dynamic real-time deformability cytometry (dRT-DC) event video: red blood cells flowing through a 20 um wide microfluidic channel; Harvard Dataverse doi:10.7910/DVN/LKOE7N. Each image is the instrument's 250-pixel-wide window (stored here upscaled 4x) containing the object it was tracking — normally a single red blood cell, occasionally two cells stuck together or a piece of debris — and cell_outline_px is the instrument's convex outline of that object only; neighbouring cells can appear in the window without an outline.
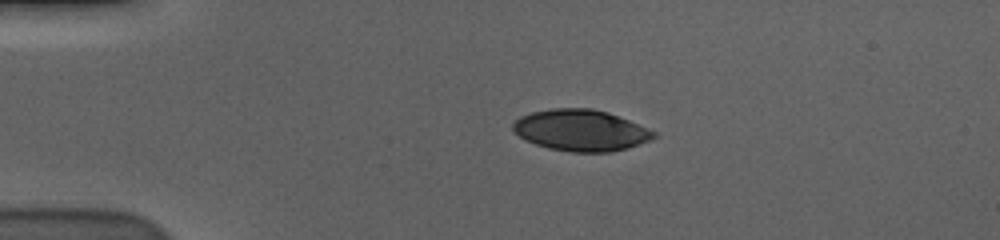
{"species": "human", "species_latin": "Homo sapiens", "temperature_condition": "cold", "stored_images_in_passage": 46, "camera_frame_rate_fps": 3000, "um_per_image_px": 0.085, "donor": {"sex": "male"}, "frame": {"image": 1, "passage_image": 1, "time_ms": 0.0, "image_size_px": [1000, 240], "cell_outline_px": [[660, 136], [640, 144], [628, 148], [612, 152], [572, 152], [548, 148], [524, 140], [512, 128], [512, 124], [520, 116], [532, 112], [552, 108], [592, 108], [608, 112], [628, 120], [656, 132]], "centroid_in_image_um": [49.39, 11.08], "position_along_channel_um": 35.6, "area_um2": 33.99}}
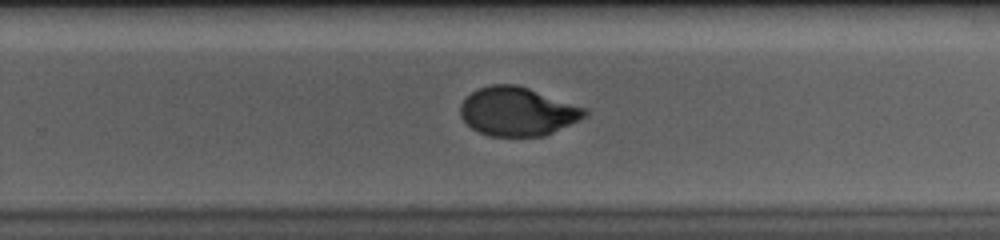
{"frame": {"image": 2, "passage_image": 26, "time_ms": 8.333, "image_size_px": [1000, 240], "cell_outline_px": [[588, 116], [580, 120], [544, 136], [488, 136], [472, 128], [460, 116], [460, 104], [472, 92], [480, 88], [492, 84], [516, 84], [588, 108]], "centroid_in_image_um": [44.02, 9.48], "position_along_channel_um": 285.8, "area_um2": 35.32}}
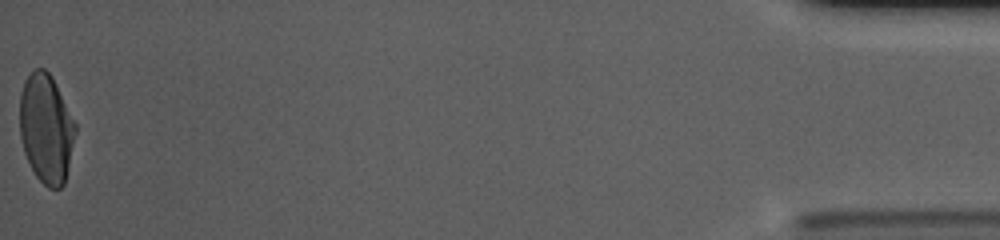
{"frame": {"image": 3, "passage_image": 46, "time_ms": 15.0, "image_size_px": [1000, 240], "cell_outline_px": [[76, 132], [64, 184], [60, 188], [48, 188], [36, 176], [24, 152], [20, 136], [20, 92], [24, 80], [32, 68], [44, 68], [52, 76], [76, 124]], "centroid_in_image_um": [3.91, 10.88], "position_along_channel_um": 431.3, "area_um2": 35.37}, "authors_computed_cell_mechanics": {"area_um2": 36.0094, "velocity_mm_per_s": 3.5953, "shape_relaxation_time_tau1_ms": 4.3287, "shape_relaxation_time_tau2_ms": 1.0001, "deformation_change_tau1": 0.1742, "deformation_change_tau2": 0.0444}}